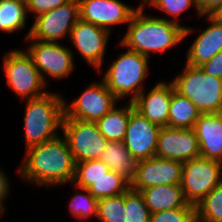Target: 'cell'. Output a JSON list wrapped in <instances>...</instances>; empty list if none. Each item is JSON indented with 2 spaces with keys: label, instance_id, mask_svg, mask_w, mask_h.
<instances>
[{
  "label": "cell",
  "instance_id": "cell-4",
  "mask_svg": "<svg viewBox=\"0 0 222 222\" xmlns=\"http://www.w3.org/2000/svg\"><path fill=\"white\" fill-rule=\"evenodd\" d=\"M172 83L175 91L188 98L201 113H222V78L186 64Z\"/></svg>",
  "mask_w": 222,
  "mask_h": 222
},
{
  "label": "cell",
  "instance_id": "cell-14",
  "mask_svg": "<svg viewBox=\"0 0 222 222\" xmlns=\"http://www.w3.org/2000/svg\"><path fill=\"white\" fill-rule=\"evenodd\" d=\"M156 157L182 162L200 157L194 129L162 127L158 135Z\"/></svg>",
  "mask_w": 222,
  "mask_h": 222
},
{
  "label": "cell",
  "instance_id": "cell-23",
  "mask_svg": "<svg viewBox=\"0 0 222 222\" xmlns=\"http://www.w3.org/2000/svg\"><path fill=\"white\" fill-rule=\"evenodd\" d=\"M130 117V102L125 108H112L96 123L101 134L112 142H123Z\"/></svg>",
  "mask_w": 222,
  "mask_h": 222
},
{
  "label": "cell",
  "instance_id": "cell-29",
  "mask_svg": "<svg viewBox=\"0 0 222 222\" xmlns=\"http://www.w3.org/2000/svg\"><path fill=\"white\" fill-rule=\"evenodd\" d=\"M124 213V194L98 200L96 218L101 222H123Z\"/></svg>",
  "mask_w": 222,
  "mask_h": 222
},
{
  "label": "cell",
  "instance_id": "cell-28",
  "mask_svg": "<svg viewBox=\"0 0 222 222\" xmlns=\"http://www.w3.org/2000/svg\"><path fill=\"white\" fill-rule=\"evenodd\" d=\"M109 172V167L99 159L83 161L76 163L73 182L76 183L75 186L77 187L88 189L95 180L106 176Z\"/></svg>",
  "mask_w": 222,
  "mask_h": 222
},
{
  "label": "cell",
  "instance_id": "cell-27",
  "mask_svg": "<svg viewBox=\"0 0 222 222\" xmlns=\"http://www.w3.org/2000/svg\"><path fill=\"white\" fill-rule=\"evenodd\" d=\"M124 207L123 222H150L151 212L140 191L130 187L124 193Z\"/></svg>",
  "mask_w": 222,
  "mask_h": 222
},
{
  "label": "cell",
  "instance_id": "cell-10",
  "mask_svg": "<svg viewBox=\"0 0 222 222\" xmlns=\"http://www.w3.org/2000/svg\"><path fill=\"white\" fill-rule=\"evenodd\" d=\"M118 100L103 81L92 83L71 106L64 103L63 118L97 122L115 107Z\"/></svg>",
  "mask_w": 222,
  "mask_h": 222
},
{
  "label": "cell",
  "instance_id": "cell-24",
  "mask_svg": "<svg viewBox=\"0 0 222 222\" xmlns=\"http://www.w3.org/2000/svg\"><path fill=\"white\" fill-rule=\"evenodd\" d=\"M26 2L20 0H0V30L12 33L25 26Z\"/></svg>",
  "mask_w": 222,
  "mask_h": 222
},
{
  "label": "cell",
  "instance_id": "cell-3",
  "mask_svg": "<svg viewBox=\"0 0 222 222\" xmlns=\"http://www.w3.org/2000/svg\"><path fill=\"white\" fill-rule=\"evenodd\" d=\"M64 103L60 95L50 92L27 99L24 117L26 149L58 137L55 130L62 127Z\"/></svg>",
  "mask_w": 222,
  "mask_h": 222
},
{
  "label": "cell",
  "instance_id": "cell-33",
  "mask_svg": "<svg viewBox=\"0 0 222 222\" xmlns=\"http://www.w3.org/2000/svg\"><path fill=\"white\" fill-rule=\"evenodd\" d=\"M69 0H26L27 11L38 16L41 13L51 11Z\"/></svg>",
  "mask_w": 222,
  "mask_h": 222
},
{
  "label": "cell",
  "instance_id": "cell-2",
  "mask_svg": "<svg viewBox=\"0 0 222 222\" xmlns=\"http://www.w3.org/2000/svg\"><path fill=\"white\" fill-rule=\"evenodd\" d=\"M144 6L140 5L128 23L127 33L121 46L149 57L150 52L164 51L184 39L191 29L180 26L175 19L145 16Z\"/></svg>",
  "mask_w": 222,
  "mask_h": 222
},
{
  "label": "cell",
  "instance_id": "cell-26",
  "mask_svg": "<svg viewBox=\"0 0 222 222\" xmlns=\"http://www.w3.org/2000/svg\"><path fill=\"white\" fill-rule=\"evenodd\" d=\"M197 222H222V182L196 206Z\"/></svg>",
  "mask_w": 222,
  "mask_h": 222
},
{
  "label": "cell",
  "instance_id": "cell-17",
  "mask_svg": "<svg viewBox=\"0 0 222 222\" xmlns=\"http://www.w3.org/2000/svg\"><path fill=\"white\" fill-rule=\"evenodd\" d=\"M147 96L142 91L133 101L136 111L158 126H168V115L172 92L175 90L172 82H159L150 89Z\"/></svg>",
  "mask_w": 222,
  "mask_h": 222
},
{
  "label": "cell",
  "instance_id": "cell-9",
  "mask_svg": "<svg viewBox=\"0 0 222 222\" xmlns=\"http://www.w3.org/2000/svg\"><path fill=\"white\" fill-rule=\"evenodd\" d=\"M36 20L31 26L25 40L56 42L68 32L80 19L79 0H69L59 7L34 16Z\"/></svg>",
  "mask_w": 222,
  "mask_h": 222
},
{
  "label": "cell",
  "instance_id": "cell-13",
  "mask_svg": "<svg viewBox=\"0 0 222 222\" xmlns=\"http://www.w3.org/2000/svg\"><path fill=\"white\" fill-rule=\"evenodd\" d=\"M184 162L152 157L138 161L131 188L136 191L159 186L181 184Z\"/></svg>",
  "mask_w": 222,
  "mask_h": 222
},
{
  "label": "cell",
  "instance_id": "cell-32",
  "mask_svg": "<svg viewBox=\"0 0 222 222\" xmlns=\"http://www.w3.org/2000/svg\"><path fill=\"white\" fill-rule=\"evenodd\" d=\"M150 5L164 11L172 17H178V15L193 5L196 7L195 0H150Z\"/></svg>",
  "mask_w": 222,
  "mask_h": 222
},
{
  "label": "cell",
  "instance_id": "cell-37",
  "mask_svg": "<svg viewBox=\"0 0 222 222\" xmlns=\"http://www.w3.org/2000/svg\"><path fill=\"white\" fill-rule=\"evenodd\" d=\"M214 16L222 22V7L214 14Z\"/></svg>",
  "mask_w": 222,
  "mask_h": 222
},
{
  "label": "cell",
  "instance_id": "cell-18",
  "mask_svg": "<svg viewBox=\"0 0 222 222\" xmlns=\"http://www.w3.org/2000/svg\"><path fill=\"white\" fill-rule=\"evenodd\" d=\"M193 129L200 157L222 163V113H201Z\"/></svg>",
  "mask_w": 222,
  "mask_h": 222
},
{
  "label": "cell",
  "instance_id": "cell-35",
  "mask_svg": "<svg viewBox=\"0 0 222 222\" xmlns=\"http://www.w3.org/2000/svg\"><path fill=\"white\" fill-rule=\"evenodd\" d=\"M199 16L214 15L221 7L222 0H195Z\"/></svg>",
  "mask_w": 222,
  "mask_h": 222
},
{
  "label": "cell",
  "instance_id": "cell-22",
  "mask_svg": "<svg viewBox=\"0 0 222 222\" xmlns=\"http://www.w3.org/2000/svg\"><path fill=\"white\" fill-rule=\"evenodd\" d=\"M200 115L201 112L188 98L175 90L172 92L167 127L193 128Z\"/></svg>",
  "mask_w": 222,
  "mask_h": 222
},
{
  "label": "cell",
  "instance_id": "cell-12",
  "mask_svg": "<svg viewBox=\"0 0 222 222\" xmlns=\"http://www.w3.org/2000/svg\"><path fill=\"white\" fill-rule=\"evenodd\" d=\"M161 127L153 124L134 109L130 101V117L124 145L138 161L156 157L158 135Z\"/></svg>",
  "mask_w": 222,
  "mask_h": 222
},
{
  "label": "cell",
  "instance_id": "cell-38",
  "mask_svg": "<svg viewBox=\"0 0 222 222\" xmlns=\"http://www.w3.org/2000/svg\"><path fill=\"white\" fill-rule=\"evenodd\" d=\"M143 2L142 3H149L150 0H142Z\"/></svg>",
  "mask_w": 222,
  "mask_h": 222
},
{
  "label": "cell",
  "instance_id": "cell-19",
  "mask_svg": "<svg viewBox=\"0 0 222 222\" xmlns=\"http://www.w3.org/2000/svg\"><path fill=\"white\" fill-rule=\"evenodd\" d=\"M211 26L200 32L188 50L186 64L199 67L222 50V22L208 15Z\"/></svg>",
  "mask_w": 222,
  "mask_h": 222
},
{
  "label": "cell",
  "instance_id": "cell-30",
  "mask_svg": "<svg viewBox=\"0 0 222 222\" xmlns=\"http://www.w3.org/2000/svg\"><path fill=\"white\" fill-rule=\"evenodd\" d=\"M76 188H79L80 191H84L85 194L75 191V195L71 198L69 204L72 214L79 219H85L91 215L96 216L98 200L86 188H80L77 186Z\"/></svg>",
  "mask_w": 222,
  "mask_h": 222
},
{
  "label": "cell",
  "instance_id": "cell-20",
  "mask_svg": "<svg viewBox=\"0 0 222 222\" xmlns=\"http://www.w3.org/2000/svg\"><path fill=\"white\" fill-rule=\"evenodd\" d=\"M140 192L151 214L158 211L185 207L188 204L181 184L159 185L142 189Z\"/></svg>",
  "mask_w": 222,
  "mask_h": 222
},
{
  "label": "cell",
  "instance_id": "cell-7",
  "mask_svg": "<svg viewBox=\"0 0 222 222\" xmlns=\"http://www.w3.org/2000/svg\"><path fill=\"white\" fill-rule=\"evenodd\" d=\"M221 167V162L203 157L184 162L181 188L189 204L196 206L222 182Z\"/></svg>",
  "mask_w": 222,
  "mask_h": 222
},
{
  "label": "cell",
  "instance_id": "cell-34",
  "mask_svg": "<svg viewBox=\"0 0 222 222\" xmlns=\"http://www.w3.org/2000/svg\"><path fill=\"white\" fill-rule=\"evenodd\" d=\"M199 68L206 74L214 77L222 78V50L212 59L204 62Z\"/></svg>",
  "mask_w": 222,
  "mask_h": 222
},
{
  "label": "cell",
  "instance_id": "cell-36",
  "mask_svg": "<svg viewBox=\"0 0 222 222\" xmlns=\"http://www.w3.org/2000/svg\"><path fill=\"white\" fill-rule=\"evenodd\" d=\"M7 180L8 178L6 177V174L0 170V213L2 214L4 212L3 199H5V196H7V193L9 192V184Z\"/></svg>",
  "mask_w": 222,
  "mask_h": 222
},
{
  "label": "cell",
  "instance_id": "cell-6",
  "mask_svg": "<svg viewBox=\"0 0 222 222\" xmlns=\"http://www.w3.org/2000/svg\"><path fill=\"white\" fill-rule=\"evenodd\" d=\"M3 62L7 84L22 99L38 98L48 93L42 89L46 83L27 52L12 50L4 56Z\"/></svg>",
  "mask_w": 222,
  "mask_h": 222
},
{
  "label": "cell",
  "instance_id": "cell-31",
  "mask_svg": "<svg viewBox=\"0 0 222 222\" xmlns=\"http://www.w3.org/2000/svg\"><path fill=\"white\" fill-rule=\"evenodd\" d=\"M150 222H197L195 206L188 203L185 207L152 213Z\"/></svg>",
  "mask_w": 222,
  "mask_h": 222
},
{
  "label": "cell",
  "instance_id": "cell-21",
  "mask_svg": "<svg viewBox=\"0 0 222 222\" xmlns=\"http://www.w3.org/2000/svg\"><path fill=\"white\" fill-rule=\"evenodd\" d=\"M99 160L108 166L110 171L120 174L130 183L136 177L138 160L127 150L124 142L108 141Z\"/></svg>",
  "mask_w": 222,
  "mask_h": 222
},
{
  "label": "cell",
  "instance_id": "cell-25",
  "mask_svg": "<svg viewBox=\"0 0 222 222\" xmlns=\"http://www.w3.org/2000/svg\"><path fill=\"white\" fill-rule=\"evenodd\" d=\"M131 183L120 174L110 171L106 176L95 180L87 190L97 199L124 194Z\"/></svg>",
  "mask_w": 222,
  "mask_h": 222
},
{
  "label": "cell",
  "instance_id": "cell-8",
  "mask_svg": "<svg viewBox=\"0 0 222 222\" xmlns=\"http://www.w3.org/2000/svg\"><path fill=\"white\" fill-rule=\"evenodd\" d=\"M61 129L75 163L99 159L108 142L96 122L63 118Z\"/></svg>",
  "mask_w": 222,
  "mask_h": 222
},
{
  "label": "cell",
  "instance_id": "cell-11",
  "mask_svg": "<svg viewBox=\"0 0 222 222\" xmlns=\"http://www.w3.org/2000/svg\"><path fill=\"white\" fill-rule=\"evenodd\" d=\"M33 41L27 54L32 58L36 68L47 83L44 72L52 78H64L73 69L72 51L57 42Z\"/></svg>",
  "mask_w": 222,
  "mask_h": 222
},
{
  "label": "cell",
  "instance_id": "cell-1",
  "mask_svg": "<svg viewBox=\"0 0 222 222\" xmlns=\"http://www.w3.org/2000/svg\"><path fill=\"white\" fill-rule=\"evenodd\" d=\"M60 136L26 149L19 171L21 177L37 185H60L73 182L76 163L65 137Z\"/></svg>",
  "mask_w": 222,
  "mask_h": 222
},
{
  "label": "cell",
  "instance_id": "cell-5",
  "mask_svg": "<svg viewBox=\"0 0 222 222\" xmlns=\"http://www.w3.org/2000/svg\"><path fill=\"white\" fill-rule=\"evenodd\" d=\"M147 67L148 57L128 49L109 66L103 82L118 99L132 93L130 101H133L143 91Z\"/></svg>",
  "mask_w": 222,
  "mask_h": 222
},
{
  "label": "cell",
  "instance_id": "cell-16",
  "mask_svg": "<svg viewBox=\"0 0 222 222\" xmlns=\"http://www.w3.org/2000/svg\"><path fill=\"white\" fill-rule=\"evenodd\" d=\"M80 18L110 32V26L129 23L137 9L119 0H79Z\"/></svg>",
  "mask_w": 222,
  "mask_h": 222
},
{
  "label": "cell",
  "instance_id": "cell-15",
  "mask_svg": "<svg viewBox=\"0 0 222 222\" xmlns=\"http://www.w3.org/2000/svg\"><path fill=\"white\" fill-rule=\"evenodd\" d=\"M109 33L108 30L80 18L72 28L69 38L81 56L100 70Z\"/></svg>",
  "mask_w": 222,
  "mask_h": 222
}]
</instances>
